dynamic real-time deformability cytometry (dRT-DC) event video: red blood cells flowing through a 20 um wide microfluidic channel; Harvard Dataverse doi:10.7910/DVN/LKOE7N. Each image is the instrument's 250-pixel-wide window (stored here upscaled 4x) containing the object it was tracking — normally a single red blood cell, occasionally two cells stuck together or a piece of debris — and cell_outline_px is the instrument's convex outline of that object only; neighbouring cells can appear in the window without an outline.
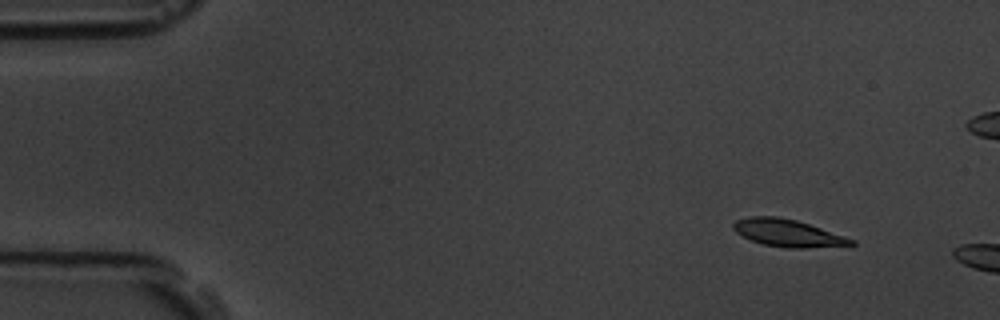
{"species": "common noctule bat (a hibernating species)", "species_latin": "Nyctalus noctula", "temperature_condition": "room temperature", "stored_images_in_passage": 3, "camera_frame_rate_fps": 3000, "um_per_image_px": 0.085, "animal": {"sex": "male", "body_mass_g": 19.5, "forearm_length_mm": 54.6}, "frame": {"image": 1, "passage_image": 1, "time_ms": 0.0, "image_size_px": [1000, 320], "cell_outline_px": [[856, 244], [808, 248], [788, 248], [764, 244], [752, 240], [736, 232], [732, 228], [732, 224], [736, 220], [748, 216], [776, 216], [796, 220], [856, 240]], "centroid_in_image_um": [66.94, 19.8], "position_along_channel_um": 18.1, "area_um2": 18.5}}